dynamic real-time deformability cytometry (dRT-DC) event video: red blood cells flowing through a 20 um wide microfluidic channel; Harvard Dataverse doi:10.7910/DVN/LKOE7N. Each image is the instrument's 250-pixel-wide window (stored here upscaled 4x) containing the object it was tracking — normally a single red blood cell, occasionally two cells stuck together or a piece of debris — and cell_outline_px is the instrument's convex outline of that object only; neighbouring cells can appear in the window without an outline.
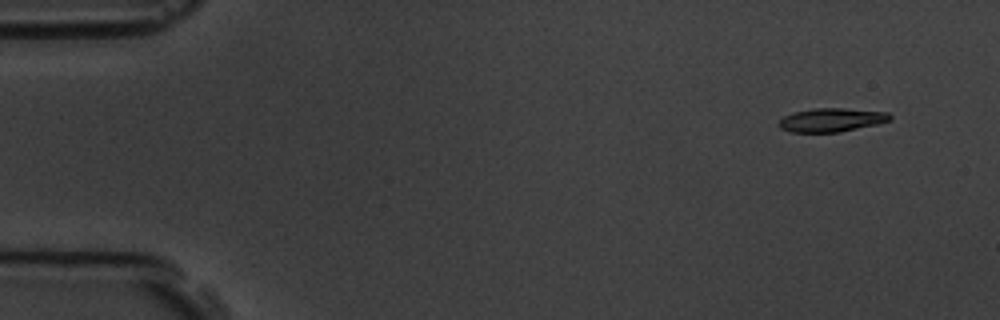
{"species": "common noctule bat (a hibernating species)", "species_latin": "Nyctalus noctula", "temperature_condition": "room temperature", "stored_images_in_passage": 5, "segment_of_instrument_passage": [1, 2], "camera_frame_rate_fps": 3000, "um_per_image_px": 0.085, "animal": {"sex": "male", "body_mass_g": 19.5, "forearm_length_mm": 54.6}, "frame": {"image": 1, "passage_image": 1, "time_ms": 0.0, "image_size_px": [1000, 320], "cell_outline_px": [[892, 120], [876, 124], [840, 132], [792, 132], [780, 128], [776, 124], [784, 116], [792, 112], [816, 108], [844, 108], [888, 112], [892, 116]], "centroid_in_image_um": [70.67, 10.19], "position_along_channel_um": 14.3, "area_um2": 15.37}}
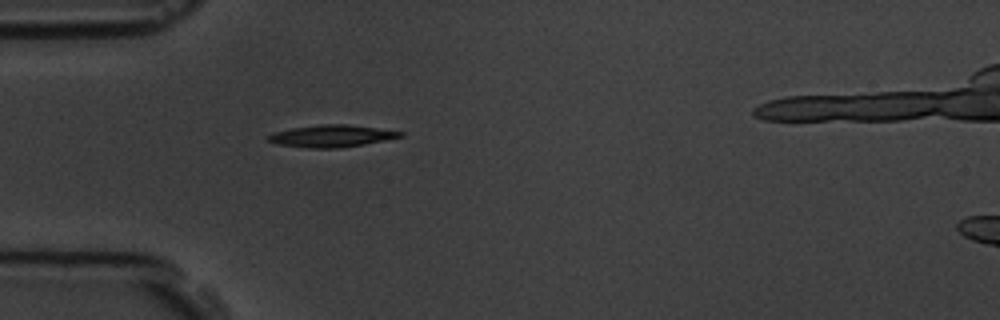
{"frame": {"image": 2, "passage_image": 4, "time_ms": 4.0, "image_size_px": [1000, 320], "cell_outline_px": [[404, 136], [364, 144], [336, 148], [308, 148], [276, 144], [268, 140], [268, 136], [276, 132], [292, 128], [324, 124], [348, 124], [404, 132]], "centroid_in_image_um": [28.2, 11.56], "position_along_channel_um": 56.8, "area_um2": 16.7}}